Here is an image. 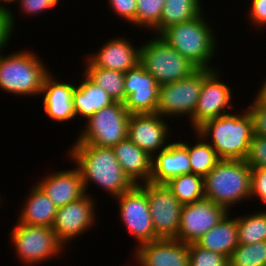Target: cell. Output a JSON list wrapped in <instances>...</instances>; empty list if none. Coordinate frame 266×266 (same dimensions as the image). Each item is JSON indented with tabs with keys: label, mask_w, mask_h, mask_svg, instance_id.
Segmentation results:
<instances>
[{
	"label": "cell",
	"mask_w": 266,
	"mask_h": 266,
	"mask_svg": "<svg viewBox=\"0 0 266 266\" xmlns=\"http://www.w3.org/2000/svg\"><path fill=\"white\" fill-rule=\"evenodd\" d=\"M95 201L97 200L94 196L88 193L68 205L57 208L52 229L65 246L68 247L71 241L76 240V237L78 240L97 225L99 216L98 212L96 213L97 202Z\"/></svg>",
	"instance_id": "obj_13"
},
{
	"label": "cell",
	"mask_w": 266,
	"mask_h": 266,
	"mask_svg": "<svg viewBox=\"0 0 266 266\" xmlns=\"http://www.w3.org/2000/svg\"><path fill=\"white\" fill-rule=\"evenodd\" d=\"M229 211L210 199L203 198L183 205L177 239L183 243H195L216 226Z\"/></svg>",
	"instance_id": "obj_14"
},
{
	"label": "cell",
	"mask_w": 266,
	"mask_h": 266,
	"mask_svg": "<svg viewBox=\"0 0 266 266\" xmlns=\"http://www.w3.org/2000/svg\"><path fill=\"white\" fill-rule=\"evenodd\" d=\"M112 149L121 168L135 185L151 181L153 157L147 152L128 138L113 146Z\"/></svg>",
	"instance_id": "obj_22"
},
{
	"label": "cell",
	"mask_w": 266,
	"mask_h": 266,
	"mask_svg": "<svg viewBox=\"0 0 266 266\" xmlns=\"http://www.w3.org/2000/svg\"><path fill=\"white\" fill-rule=\"evenodd\" d=\"M124 89L130 114L156 113L159 84L140 63L124 73Z\"/></svg>",
	"instance_id": "obj_16"
},
{
	"label": "cell",
	"mask_w": 266,
	"mask_h": 266,
	"mask_svg": "<svg viewBox=\"0 0 266 266\" xmlns=\"http://www.w3.org/2000/svg\"><path fill=\"white\" fill-rule=\"evenodd\" d=\"M135 249L132 257L141 266H189L188 244L178 239H157Z\"/></svg>",
	"instance_id": "obj_18"
},
{
	"label": "cell",
	"mask_w": 266,
	"mask_h": 266,
	"mask_svg": "<svg viewBox=\"0 0 266 266\" xmlns=\"http://www.w3.org/2000/svg\"><path fill=\"white\" fill-rule=\"evenodd\" d=\"M149 201L150 215L157 239H177L182 204L165 183L146 182L139 185Z\"/></svg>",
	"instance_id": "obj_12"
},
{
	"label": "cell",
	"mask_w": 266,
	"mask_h": 266,
	"mask_svg": "<svg viewBox=\"0 0 266 266\" xmlns=\"http://www.w3.org/2000/svg\"><path fill=\"white\" fill-rule=\"evenodd\" d=\"M204 12L201 0H165L160 33L171 25L190 21Z\"/></svg>",
	"instance_id": "obj_28"
},
{
	"label": "cell",
	"mask_w": 266,
	"mask_h": 266,
	"mask_svg": "<svg viewBox=\"0 0 266 266\" xmlns=\"http://www.w3.org/2000/svg\"><path fill=\"white\" fill-rule=\"evenodd\" d=\"M140 61L159 85L173 83L191 76L199 68L168 45L159 35L141 42Z\"/></svg>",
	"instance_id": "obj_7"
},
{
	"label": "cell",
	"mask_w": 266,
	"mask_h": 266,
	"mask_svg": "<svg viewBox=\"0 0 266 266\" xmlns=\"http://www.w3.org/2000/svg\"><path fill=\"white\" fill-rule=\"evenodd\" d=\"M229 214L195 242L201 248L220 253L228 259L239 245L237 217L232 218Z\"/></svg>",
	"instance_id": "obj_25"
},
{
	"label": "cell",
	"mask_w": 266,
	"mask_h": 266,
	"mask_svg": "<svg viewBox=\"0 0 266 266\" xmlns=\"http://www.w3.org/2000/svg\"><path fill=\"white\" fill-rule=\"evenodd\" d=\"M12 9H3L0 12V52H4L7 46L9 45V42L11 41V38L13 35H15L16 31V23L15 19L16 14L15 12L11 11Z\"/></svg>",
	"instance_id": "obj_36"
},
{
	"label": "cell",
	"mask_w": 266,
	"mask_h": 266,
	"mask_svg": "<svg viewBox=\"0 0 266 266\" xmlns=\"http://www.w3.org/2000/svg\"><path fill=\"white\" fill-rule=\"evenodd\" d=\"M2 53L5 52H0V91L21 98L39 96L44 79L51 73L43 58L28 47L13 54Z\"/></svg>",
	"instance_id": "obj_4"
},
{
	"label": "cell",
	"mask_w": 266,
	"mask_h": 266,
	"mask_svg": "<svg viewBox=\"0 0 266 266\" xmlns=\"http://www.w3.org/2000/svg\"><path fill=\"white\" fill-rule=\"evenodd\" d=\"M253 98L246 110L252 118L254 135L266 137V103H263L256 95Z\"/></svg>",
	"instance_id": "obj_35"
},
{
	"label": "cell",
	"mask_w": 266,
	"mask_h": 266,
	"mask_svg": "<svg viewBox=\"0 0 266 266\" xmlns=\"http://www.w3.org/2000/svg\"><path fill=\"white\" fill-rule=\"evenodd\" d=\"M228 262L229 266H266V241L239 244Z\"/></svg>",
	"instance_id": "obj_32"
},
{
	"label": "cell",
	"mask_w": 266,
	"mask_h": 266,
	"mask_svg": "<svg viewBox=\"0 0 266 266\" xmlns=\"http://www.w3.org/2000/svg\"><path fill=\"white\" fill-rule=\"evenodd\" d=\"M237 111L207 120L195 130L220 159L245 160L248 155L254 135L252 118L246 108Z\"/></svg>",
	"instance_id": "obj_3"
},
{
	"label": "cell",
	"mask_w": 266,
	"mask_h": 266,
	"mask_svg": "<svg viewBox=\"0 0 266 266\" xmlns=\"http://www.w3.org/2000/svg\"><path fill=\"white\" fill-rule=\"evenodd\" d=\"M251 168L245 160L221 159L204 177V195L229 212L239 203L249 201Z\"/></svg>",
	"instance_id": "obj_5"
},
{
	"label": "cell",
	"mask_w": 266,
	"mask_h": 266,
	"mask_svg": "<svg viewBox=\"0 0 266 266\" xmlns=\"http://www.w3.org/2000/svg\"><path fill=\"white\" fill-rule=\"evenodd\" d=\"M189 266H229L228 258L224 255L206 250L196 243H189Z\"/></svg>",
	"instance_id": "obj_33"
},
{
	"label": "cell",
	"mask_w": 266,
	"mask_h": 266,
	"mask_svg": "<svg viewBox=\"0 0 266 266\" xmlns=\"http://www.w3.org/2000/svg\"><path fill=\"white\" fill-rule=\"evenodd\" d=\"M24 201L16 217L18 223L52 227L57 207L35 183Z\"/></svg>",
	"instance_id": "obj_24"
},
{
	"label": "cell",
	"mask_w": 266,
	"mask_h": 266,
	"mask_svg": "<svg viewBox=\"0 0 266 266\" xmlns=\"http://www.w3.org/2000/svg\"><path fill=\"white\" fill-rule=\"evenodd\" d=\"M60 81L50 73L44 79L40 95L43 96V109L50 120L56 122H69L75 118L73 108V92L76 84Z\"/></svg>",
	"instance_id": "obj_20"
},
{
	"label": "cell",
	"mask_w": 266,
	"mask_h": 266,
	"mask_svg": "<svg viewBox=\"0 0 266 266\" xmlns=\"http://www.w3.org/2000/svg\"><path fill=\"white\" fill-rule=\"evenodd\" d=\"M250 6L247 10V19L250 26L257 27L256 30L263 28L266 29V0H250ZM250 22V23H249ZM252 24V25H251ZM265 28V29H264Z\"/></svg>",
	"instance_id": "obj_40"
},
{
	"label": "cell",
	"mask_w": 266,
	"mask_h": 266,
	"mask_svg": "<svg viewBox=\"0 0 266 266\" xmlns=\"http://www.w3.org/2000/svg\"><path fill=\"white\" fill-rule=\"evenodd\" d=\"M245 161L250 168L266 169V137L253 135Z\"/></svg>",
	"instance_id": "obj_34"
},
{
	"label": "cell",
	"mask_w": 266,
	"mask_h": 266,
	"mask_svg": "<svg viewBox=\"0 0 266 266\" xmlns=\"http://www.w3.org/2000/svg\"><path fill=\"white\" fill-rule=\"evenodd\" d=\"M168 120L157 113L130 114L127 138L154 157L172 142Z\"/></svg>",
	"instance_id": "obj_15"
},
{
	"label": "cell",
	"mask_w": 266,
	"mask_h": 266,
	"mask_svg": "<svg viewBox=\"0 0 266 266\" xmlns=\"http://www.w3.org/2000/svg\"><path fill=\"white\" fill-rule=\"evenodd\" d=\"M207 21L202 13L190 21L169 26L159 36L199 69H221L212 64L219 44L213 26Z\"/></svg>",
	"instance_id": "obj_2"
},
{
	"label": "cell",
	"mask_w": 266,
	"mask_h": 266,
	"mask_svg": "<svg viewBox=\"0 0 266 266\" xmlns=\"http://www.w3.org/2000/svg\"><path fill=\"white\" fill-rule=\"evenodd\" d=\"M35 184L57 208L68 205L86 195L80 171L75 165L74 168L72 165L68 169L46 173L42 179L38 178Z\"/></svg>",
	"instance_id": "obj_17"
},
{
	"label": "cell",
	"mask_w": 266,
	"mask_h": 266,
	"mask_svg": "<svg viewBox=\"0 0 266 266\" xmlns=\"http://www.w3.org/2000/svg\"><path fill=\"white\" fill-rule=\"evenodd\" d=\"M14 2H15V0H0V7L8 10V9H10V7H12L9 4L11 3V5H12V3H14ZM8 6H9V8H8Z\"/></svg>",
	"instance_id": "obj_42"
},
{
	"label": "cell",
	"mask_w": 266,
	"mask_h": 266,
	"mask_svg": "<svg viewBox=\"0 0 266 266\" xmlns=\"http://www.w3.org/2000/svg\"><path fill=\"white\" fill-rule=\"evenodd\" d=\"M137 9L135 20L131 23L138 29L145 28L153 35L160 34V19L165 0H136ZM150 30V31H149Z\"/></svg>",
	"instance_id": "obj_31"
},
{
	"label": "cell",
	"mask_w": 266,
	"mask_h": 266,
	"mask_svg": "<svg viewBox=\"0 0 266 266\" xmlns=\"http://www.w3.org/2000/svg\"><path fill=\"white\" fill-rule=\"evenodd\" d=\"M114 200L117 201L124 230L136 240V247L156 240L147 193L139 185L123 192Z\"/></svg>",
	"instance_id": "obj_11"
},
{
	"label": "cell",
	"mask_w": 266,
	"mask_h": 266,
	"mask_svg": "<svg viewBox=\"0 0 266 266\" xmlns=\"http://www.w3.org/2000/svg\"><path fill=\"white\" fill-rule=\"evenodd\" d=\"M10 231V244L18 261L24 266L44 265V262L65 256L67 247L58 239L52 227L18 223ZM13 242V243H12Z\"/></svg>",
	"instance_id": "obj_6"
},
{
	"label": "cell",
	"mask_w": 266,
	"mask_h": 266,
	"mask_svg": "<svg viewBox=\"0 0 266 266\" xmlns=\"http://www.w3.org/2000/svg\"><path fill=\"white\" fill-rule=\"evenodd\" d=\"M218 70L202 69V89L194 114L189 120L192 131L207 120L231 113L235 106L232 100L233 89L221 80L223 73Z\"/></svg>",
	"instance_id": "obj_10"
},
{
	"label": "cell",
	"mask_w": 266,
	"mask_h": 266,
	"mask_svg": "<svg viewBox=\"0 0 266 266\" xmlns=\"http://www.w3.org/2000/svg\"><path fill=\"white\" fill-rule=\"evenodd\" d=\"M166 186L182 205L191 204L205 198L204 177L189 173L169 179Z\"/></svg>",
	"instance_id": "obj_29"
},
{
	"label": "cell",
	"mask_w": 266,
	"mask_h": 266,
	"mask_svg": "<svg viewBox=\"0 0 266 266\" xmlns=\"http://www.w3.org/2000/svg\"><path fill=\"white\" fill-rule=\"evenodd\" d=\"M141 46H134L131 40L125 37L114 36L86 57L99 68L121 71L125 73L135 67L140 61Z\"/></svg>",
	"instance_id": "obj_19"
},
{
	"label": "cell",
	"mask_w": 266,
	"mask_h": 266,
	"mask_svg": "<svg viewBox=\"0 0 266 266\" xmlns=\"http://www.w3.org/2000/svg\"><path fill=\"white\" fill-rule=\"evenodd\" d=\"M256 96L263 102L266 103V79L262 81V85L256 93Z\"/></svg>",
	"instance_id": "obj_41"
},
{
	"label": "cell",
	"mask_w": 266,
	"mask_h": 266,
	"mask_svg": "<svg viewBox=\"0 0 266 266\" xmlns=\"http://www.w3.org/2000/svg\"><path fill=\"white\" fill-rule=\"evenodd\" d=\"M136 265L135 266H141L137 261H136V263H135ZM124 266V265H123Z\"/></svg>",
	"instance_id": "obj_43"
},
{
	"label": "cell",
	"mask_w": 266,
	"mask_h": 266,
	"mask_svg": "<svg viewBox=\"0 0 266 266\" xmlns=\"http://www.w3.org/2000/svg\"><path fill=\"white\" fill-rule=\"evenodd\" d=\"M129 119L124 102L115 101L85 121L73 144L112 148L127 138Z\"/></svg>",
	"instance_id": "obj_8"
},
{
	"label": "cell",
	"mask_w": 266,
	"mask_h": 266,
	"mask_svg": "<svg viewBox=\"0 0 266 266\" xmlns=\"http://www.w3.org/2000/svg\"><path fill=\"white\" fill-rule=\"evenodd\" d=\"M82 81L76 84L73 92V108L77 117L87 121L93 114L115 102L100 86L93 82L84 72Z\"/></svg>",
	"instance_id": "obj_23"
},
{
	"label": "cell",
	"mask_w": 266,
	"mask_h": 266,
	"mask_svg": "<svg viewBox=\"0 0 266 266\" xmlns=\"http://www.w3.org/2000/svg\"><path fill=\"white\" fill-rule=\"evenodd\" d=\"M250 199L258 203L260 200L266 205V169L264 168H251Z\"/></svg>",
	"instance_id": "obj_39"
},
{
	"label": "cell",
	"mask_w": 266,
	"mask_h": 266,
	"mask_svg": "<svg viewBox=\"0 0 266 266\" xmlns=\"http://www.w3.org/2000/svg\"><path fill=\"white\" fill-rule=\"evenodd\" d=\"M202 89V69L173 83L159 85L156 113L167 119L183 117L188 121L194 114Z\"/></svg>",
	"instance_id": "obj_9"
},
{
	"label": "cell",
	"mask_w": 266,
	"mask_h": 266,
	"mask_svg": "<svg viewBox=\"0 0 266 266\" xmlns=\"http://www.w3.org/2000/svg\"><path fill=\"white\" fill-rule=\"evenodd\" d=\"M189 173H191L189 155L179 140L172 141L153 157L151 182L166 183L173 177Z\"/></svg>",
	"instance_id": "obj_21"
},
{
	"label": "cell",
	"mask_w": 266,
	"mask_h": 266,
	"mask_svg": "<svg viewBox=\"0 0 266 266\" xmlns=\"http://www.w3.org/2000/svg\"><path fill=\"white\" fill-rule=\"evenodd\" d=\"M239 244L266 241V208L237 216Z\"/></svg>",
	"instance_id": "obj_30"
},
{
	"label": "cell",
	"mask_w": 266,
	"mask_h": 266,
	"mask_svg": "<svg viewBox=\"0 0 266 266\" xmlns=\"http://www.w3.org/2000/svg\"><path fill=\"white\" fill-rule=\"evenodd\" d=\"M107 7L112 14L118 16L119 20L132 23L135 20L137 4L136 0H107Z\"/></svg>",
	"instance_id": "obj_38"
},
{
	"label": "cell",
	"mask_w": 266,
	"mask_h": 266,
	"mask_svg": "<svg viewBox=\"0 0 266 266\" xmlns=\"http://www.w3.org/2000/svg\"><path fill=\"white\" fill-rule=\"evenodd\" d=\"M68 154V160L80 171L86 194L91 183L103 189L112 199L135 186L121 168L112 148L72 144Z\"/></svg>",
	"instance_id": "obj_1"
},
{
	"label": "cell",
	"mask_w": 266,
	"mask_h": 266,
	"mask_svg": "<svg viewBox=\"0 0 266 266\" xmlns=\"http://www.w3.org/2000/svg\"><path fill=\"white\" fill-rule=\"evenodd\" d=\"M196 143L180 141L187 149L191 173L205 177L221 160L213 147L196 131Z\"/></svg>",
	"instance_id": "obj_26"
},
{
	"label": "cell",
	"mask_w": 266,
	"mask_h": 266,
	"mask_svg": "<svg viewBox=\"0 0 266 266\" xmlns=\"http://www.w3.org/2000/svg\"><path fill=\"white\" fill-rule=\"evenodd\" d=\"M84 73L98 86L103 88L115 101H125L124 73L96 67L86 56Z\"/></svg>",
	"instance_id": "obj_27"
},
{
	"label": "cell",
	"mask_w": 266,
	"mask_h": 266,
	"mask_svg": "<svg viewBox=\"0 0 266 266\" xmlns=\"http://www.w3.org/2000/svg\"><path fill=\"white\" fill-rule=\"evenodd\" d=\"M61 0H15L14 5H18L23 15L32 16L41 15L60 5ZM48 10V11H47ZM24 12V13H23Z\"/></svg>",
	"instance_id": "obj_37"
}]
</instances>
